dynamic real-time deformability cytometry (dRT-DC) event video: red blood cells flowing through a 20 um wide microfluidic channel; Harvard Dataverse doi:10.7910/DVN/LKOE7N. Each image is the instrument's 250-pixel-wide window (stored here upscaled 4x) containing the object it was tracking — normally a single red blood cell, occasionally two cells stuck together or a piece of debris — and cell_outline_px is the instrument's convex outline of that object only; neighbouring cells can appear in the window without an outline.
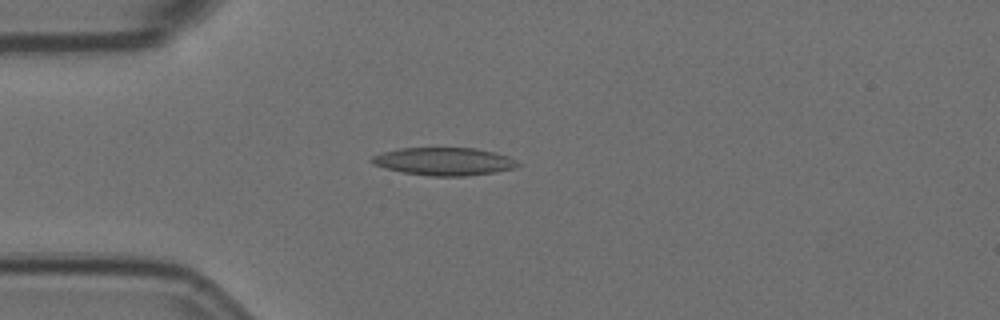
{"species": "Egyptian fruit bat (a non-hibernating species)", "species_latin": "Rousettus aegyptiacus", "temperature_condition": "room temperature", "stored_images_in_passage": 2, "camera_frame_rate_fps": 3000, "um_per_image_px": 0.085, "animal": {"sex": "female"}, "frame": {"image": 1, "passage_image": 2, "time_ms": 0.333, "image_size_px": [1000, 320], "cell_outline_px": [[520, 164], [516, 168], [496, 172], [464, 176], [432, 176], [404, 172], [384, 168], [372, 164], [368, 160], [372, 156], [384, 152], [400, 148], [476, 148], [496, 152], [508, 156]], "centroid_in_image_um": [37.74, 13.72], "position_along_channel_um": 47.3, "area_um2": 23.7}}